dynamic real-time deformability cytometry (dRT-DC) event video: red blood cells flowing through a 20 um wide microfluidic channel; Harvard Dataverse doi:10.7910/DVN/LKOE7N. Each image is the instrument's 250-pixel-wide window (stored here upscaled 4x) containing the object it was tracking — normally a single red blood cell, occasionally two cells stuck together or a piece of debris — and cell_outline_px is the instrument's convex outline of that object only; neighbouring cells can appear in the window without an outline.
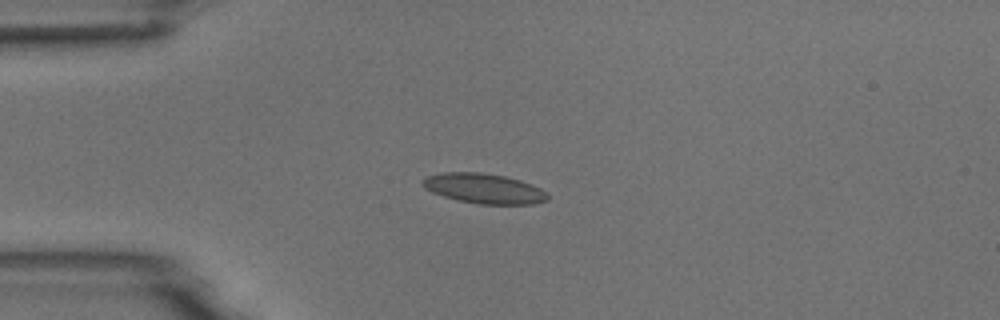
{"species": "common noctule bat (a hibernating species)", "species_latin": "Nyctalus noctula", "temperature_condition": "room temperature", "stored_images_in_passage": 54, "camera_frame_rate_fps": 3000, "um_per_image_px": 0.085, "animal": {"sex": "male", "body_mass_g": 18.8}, "frame": {"image": 1, "passage_image": 13, "time_ms": 4.0, "image_size_px": [1000, 320], "cell_outline_px": [[548, 200], [532, 204], [480, 204], [456, 200], [432, 192], [424, 188], [420, 184], [420, 180], [424, 176], [444, 172], [480, 172], [504, 176], [520, 180], [532, 184], [548, 192]], "centroid_in_image_um": [41.1, 16.01], "position_along_channel_um": 43.9, "area_um2": 22.08}}
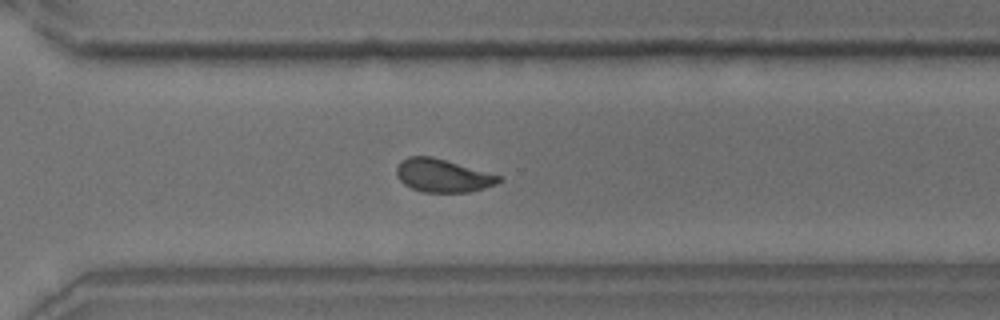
{"frame": {"image": 2, "passage_image": 38, "time_ms": 12.333, "image_size_px": [1000, 320], "cell_outline_px": [[504, 180], [496, 184], [484, 188], [468, 192], [424, 192], [412, 188], [404, 184], [396, 176], [396, 168], [400, 160], [408, 156], [432, 156], [500, 176]], "centroid_in_image_um": [37.6, 14.92], "position_along_channel_um": 333.0, "area_um2": 19.65}}
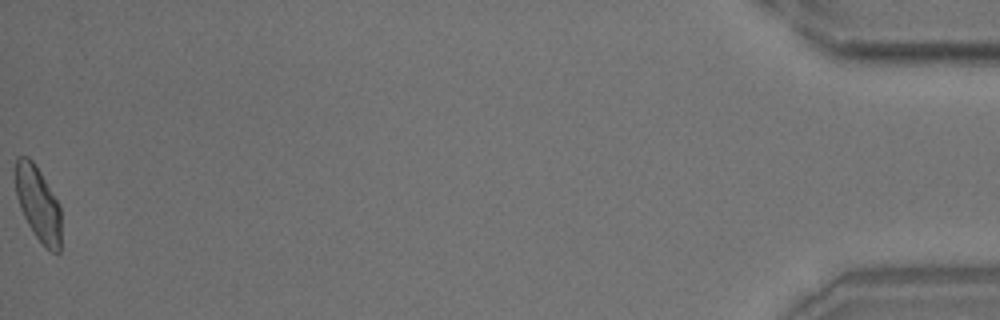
{"frame": {"image": 3, "passage_image": 54, "time_ms": 17.667, "image_size_px": [1000, 320], "cell_outline_px": [[60, 252], [52, 252], [44, 248], [28, 224], [20, 208], [16, 196], [16, 160], [20, 156], [28, 156], [32, 160], [40, 172], [60, 204]], "centroid_in_image_um": [3.25, 17.34], "position_along_channel_um": 432.0, "area_um2": 19.71}, "authors_computed_cell_mechanics": {"area_um2": 20.3456, "velocity_mm_per_s": 3.7124, "shape_relaxation_time_tau1_ms": 6.404, "shape_relaxation_time_tau2_ms": 1.525, "deformation_change_tau1": 0.1445, "deformation_change_tau2": 0.0719}}